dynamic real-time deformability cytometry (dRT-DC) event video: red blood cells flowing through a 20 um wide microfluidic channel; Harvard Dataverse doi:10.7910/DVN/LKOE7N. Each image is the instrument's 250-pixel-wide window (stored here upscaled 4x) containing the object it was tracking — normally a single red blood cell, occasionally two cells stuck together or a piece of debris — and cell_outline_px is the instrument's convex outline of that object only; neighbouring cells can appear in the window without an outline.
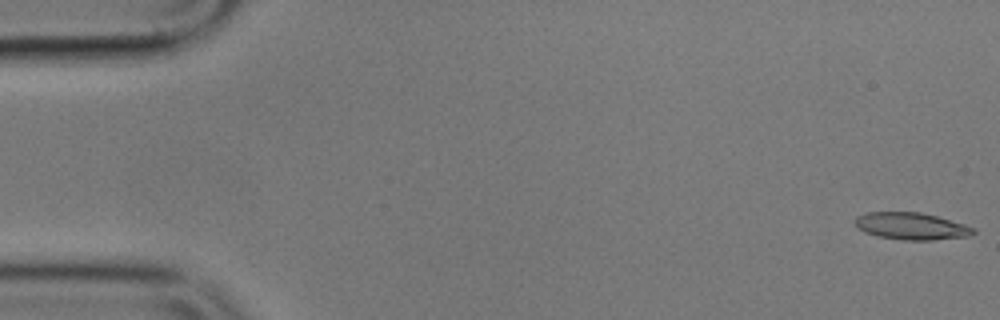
{"species": "common noctule bat (a hibernating species)", "species_latin": "Nyctalus noctula", "temperature_condition": "cold", "stored_images_in_passage": 24, "camera_frame_rate_fps": 3000, "um_per_image_px": 0.085, "animal": {"sex": "male", "body_mass_g": 17.9}, "frame": {"image": 1, "passage_image": 1, "time_ms": 0.0, "image_size_px": [1000, 320], "cell_outline_px": [[976, 232], [968, 236], [932, 240], [904, 240], [876, 236], [864, 232], [852, 220], [856, 216], [868, 212], [920, 212], [936, 216], [964, 224], [976, 228]], "centroid_in_image_um": [77.45, 19.22], "position_along_channel_um": 7.5, "area_um2": 18.67}}
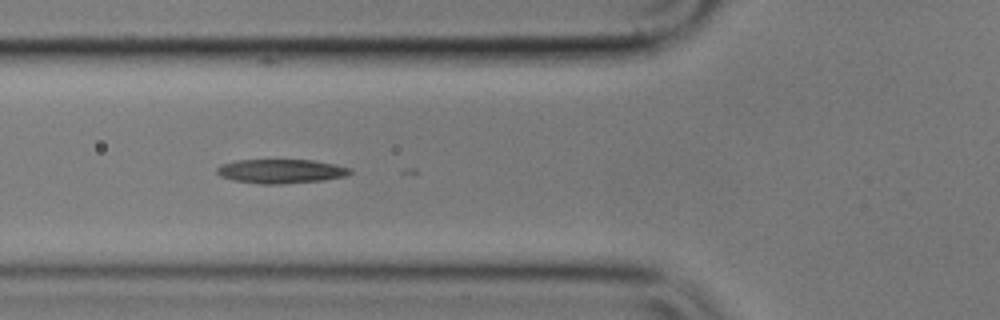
{"frame": {"image": 2, "passage_image": 20, "time_ms": 6.333, "image_size_px": [1000, 320], "cell_outline_px": [[352, 172], [344, 176], [324, 180], [280, 184], [260, 184], [232, 180], [220, 176], [216, 172], [216, 168], [220, 164], [236, 160], [312, 160], [336, 164], [352, 168]], "centroid_in_image_um": [23.86, 14.55], "position_along_channel_um": 101.9, "area_um2": 18.84}}
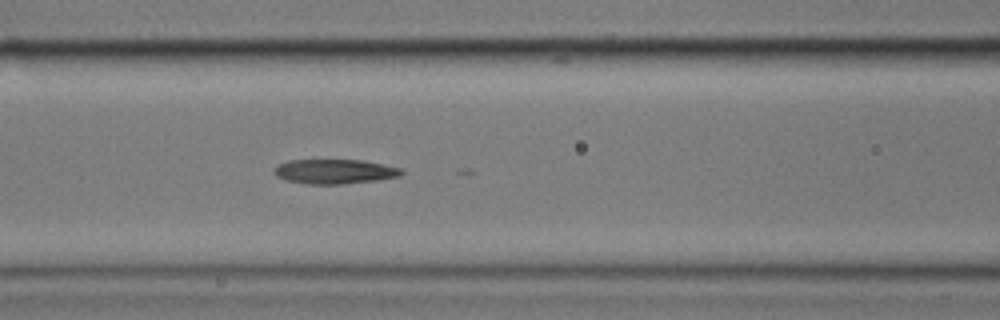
{"frame": {"image": 3, "passage_image": 23, "time_ms": 7.333, "image_size_px": [1000, 320], "cell_outline_px": [[404, 172], [400, 176], [376, 180], [340, 184], [308, 184], [288, 180], [276, 176], [272, 172], [272, 168], [288, 160], [364, 160], [400, 168]], "centroid_in_image_um": [28.41, 14.57], "position_along_channel_um": 138.2, "area_um2": 18.15}}